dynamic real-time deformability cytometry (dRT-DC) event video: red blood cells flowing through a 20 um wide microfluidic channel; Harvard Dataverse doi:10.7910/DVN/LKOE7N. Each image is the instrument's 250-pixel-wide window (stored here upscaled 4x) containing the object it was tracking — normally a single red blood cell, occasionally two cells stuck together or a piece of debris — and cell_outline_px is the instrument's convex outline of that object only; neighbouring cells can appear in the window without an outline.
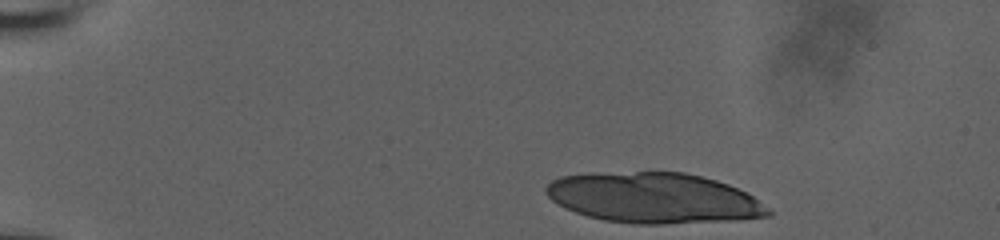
{"species": "human", "species_latin": "Homo sapiens", "temperature_condition": "room temperature", "stored_images_in_passage": 12, "camera_frame_rate_fps": 3000, "um_per_image_px": 0.085, "donor": {"sex": "male"}, "frame": {"image": 1, "passage_image": 1, "time_ms": 0.0, "image_size_px": [1000, 240], "cell_outline_px": [[772, 216], [732, 220], [660, 224], [636, 224], [604, 220], [588, 216], [576, 212], [552, 200], [544, 192], [544, 188], [552, 180], [560, 176], [588, 172], [684, 172], [716, 180], [728, 184], [752, 196], [768, 208], [772, 212]], "centroid_in_image_um": [55.53, 16.81], "position_along_channel_um": 29.5, "area_um2": 65.2}}